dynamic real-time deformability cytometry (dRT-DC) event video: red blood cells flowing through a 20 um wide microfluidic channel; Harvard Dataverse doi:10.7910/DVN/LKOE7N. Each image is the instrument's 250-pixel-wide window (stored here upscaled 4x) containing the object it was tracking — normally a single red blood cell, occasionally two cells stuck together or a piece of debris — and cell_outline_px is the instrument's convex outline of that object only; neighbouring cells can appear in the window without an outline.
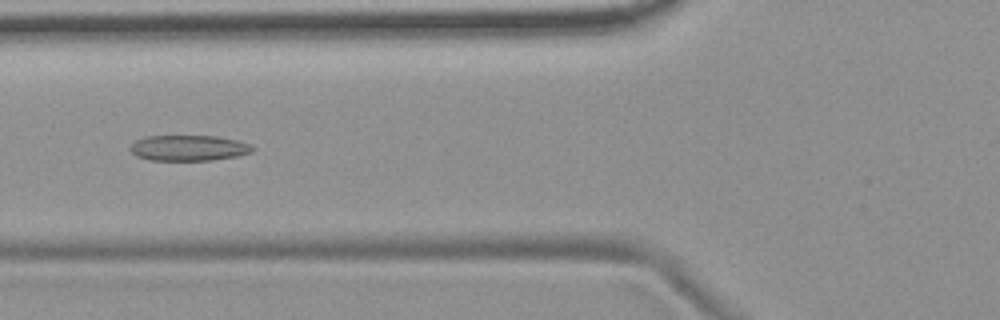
{"species": "common noctule bat (a hibernating species)", "species_latin": "Nyctalus noctula", "temperature_condition": "room temperature", "stored_images_in_passage": 54, "camera_frame_rate_fps": 3000, "um_per_image_px": 0.085, "animal": {"sex": "female", "body_mass_g": 19.9}, "frame": {"image": 1, "passage_image": 20, "time_ms": 6.333, "image_size_px": [1000, 320], "cell_outline_px": [[256, 148], [252, 152], [236, 156], [212, 160], [152, 160], [136, 156], [132, 152], [132, 144], [136, 140], [144, 136], [216, 136], [236, 140], [252, 144]], "centroid_in_image_um": [16.08, 12.57], "position_along_channel_um": 109.7, "area_um2": 18.21}}
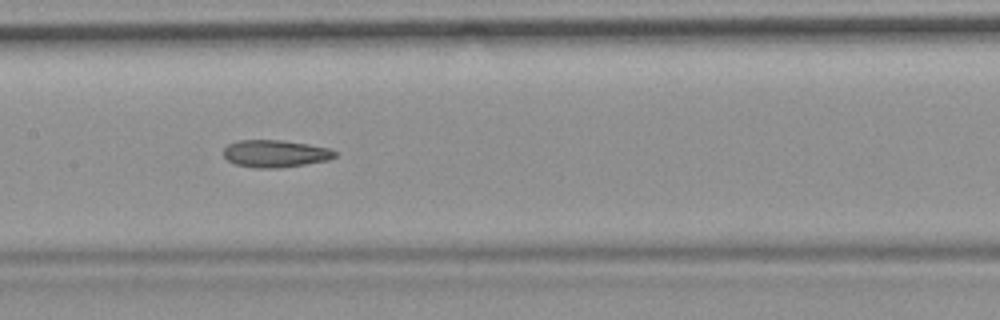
{"frame": {"image": 2, "passage_image": 26, "time_ms": 8.333, "image_size_px": [1000, 320], "cell_outline_px": [[336, 156], [328, 160], [280, 168], [256, 168], [236, 164], [228, 160], [224, 156], [224, 148], [228, 144], [236, 140], [280, 140], [308, 144], [328, 148], [336, 152]], "centroid_in_image_um": [23.38, 13.05], "position_along_channel_um": 184.0, "area_um2": 17.63}}
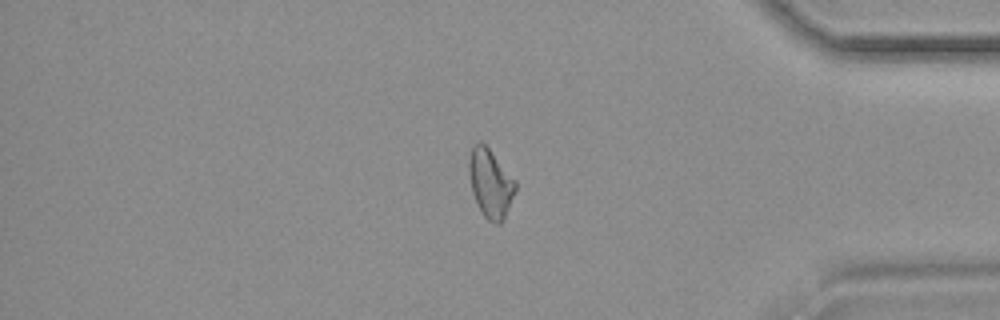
{"frame": {"image": 3, "passage_image": 45, "time_ms": 14.667, "image_size_px": [1000, 320], "cell_outline_px": [[516, 188], [504, 220], [500, 224], [496, 224], [488, 220], [484, 216], [472, 192], [468, 168], [468, 160], [472, 144], [480, 140], [488, 148], [516, 180]], "centroid_in_image_um": [41.68, 15.56], "position_along_channel_um": 393.5, "area_um2": 18.5}, "authors_computed_cell_mechanics": {"area_um2": 18.5249, "velocity_mm_per_s": 3.7075, "shape_relaxation_time_tau1_ms": null, "shape_relaxation_time_tau2_ms": 4.0456, "deformation_change_tau1": null, "deformation_change_tau2": 0.1222}}